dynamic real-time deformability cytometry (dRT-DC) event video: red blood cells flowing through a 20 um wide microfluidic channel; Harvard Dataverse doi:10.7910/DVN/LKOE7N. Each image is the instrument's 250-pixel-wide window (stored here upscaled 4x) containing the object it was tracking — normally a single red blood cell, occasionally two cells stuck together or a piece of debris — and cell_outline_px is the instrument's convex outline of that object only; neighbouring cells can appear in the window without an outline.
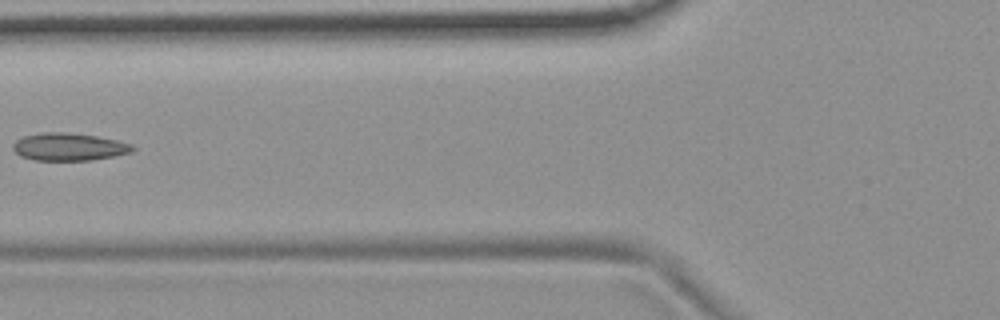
{"species": "common noctule bat (a hibernating species)", "species_latin": "Nyctalus noctula", "temperature_condition": "room temperature", "stored_images_in_passage": 7, "camera_frame_rate_fps": 3000, "um_per_image_px": 0.085, "animal": {"sex": "female", "body_mass_g": 19.9}, "frame": {"image": 1, "passage_image": 7, "time_ms": 2.0, "image_size_px": [1000, 320], "cell_outline_px": [[136, 148], [132, 152], [116, 156], [92, 160], [36, 160], [20, 156], [12, 148], [12, 144], [16, 140], [24, 136], [44, 132], [68, 132], [96, 136], [116, 140], [132, 144]], "centroid_in_image_um": [5.88, 12.48], "position_along_channel_um": 119.9, "area_um2": 19.31}}